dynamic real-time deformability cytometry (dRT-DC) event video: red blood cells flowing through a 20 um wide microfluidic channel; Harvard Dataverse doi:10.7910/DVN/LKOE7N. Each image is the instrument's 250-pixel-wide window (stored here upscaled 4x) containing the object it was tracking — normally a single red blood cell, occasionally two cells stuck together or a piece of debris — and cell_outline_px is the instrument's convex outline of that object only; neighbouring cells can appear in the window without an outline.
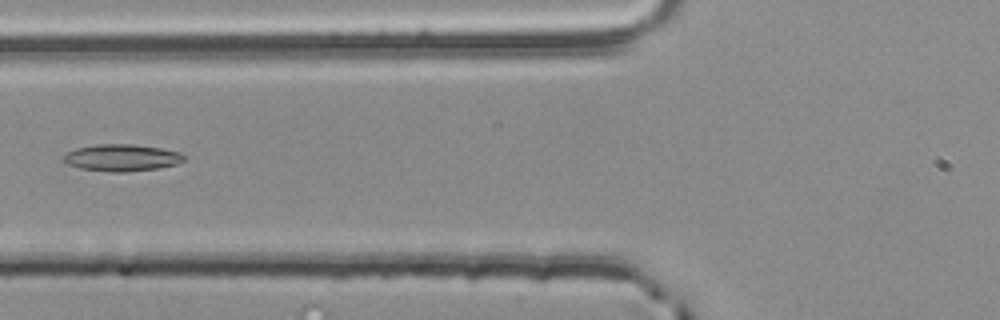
{"species": "common noctule bat (a hibernating species)", "species_latin": "Nyctalus noctula", "temperature_condition": "room temperature", "stored_images_in_passage": 6, "camera_frame_rate_fps": 3000, "um_per_image_px": 0.085, "animal": {"sex": "male", "body_mass_g": 20.4}, "frame": {"image": 1, "passage_image": 6, "time_ms": 1.667, "image_size_px": [1000, 320], "cell_outline_px": [[184, 160], [176, 164], [160, 168], [124, 172], [112, 172], [80, 168], [68, 164], [64, 160], [64, 156], [68, 152], [76, 148], [96, 144], [136, 144], [160, 148], [180, 152], [184, 156]], "centroid_in_image_um": [10.37, 13.4], "position_along_channel_um": 115.4, "area_um2": 18.79}}